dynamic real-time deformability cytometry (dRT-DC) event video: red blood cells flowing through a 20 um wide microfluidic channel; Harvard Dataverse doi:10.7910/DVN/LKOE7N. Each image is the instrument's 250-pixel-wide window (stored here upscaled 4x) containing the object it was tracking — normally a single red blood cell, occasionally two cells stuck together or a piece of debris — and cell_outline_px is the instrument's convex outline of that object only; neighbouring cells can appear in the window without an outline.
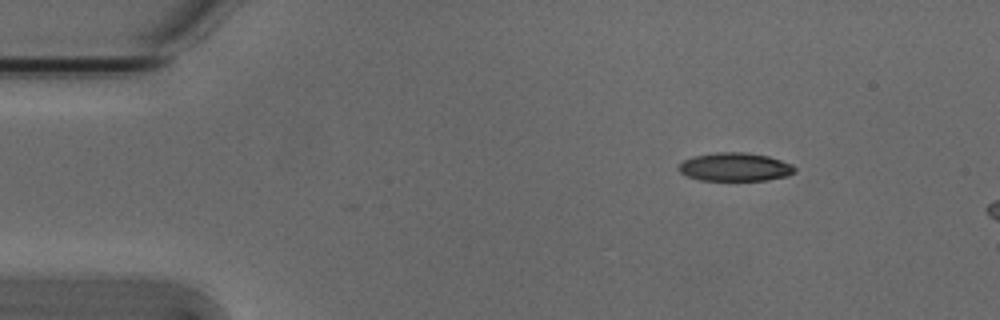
{"species": "Egyptian fruit bat (a non-hibernating species)", "species_latin": "Rousettus aegyptiacus", "temperature_condition": "cold", "stored_images_in_passage": 3, "camera_frame_rate_fps": 3000, "um_per_image_px": 0.085, "animal": {"sex": "male"}, "frame": {"image": 1, "passage_image": 1, "time_ms": 0.0, "image_size_px": [1000, 320], "cell_outline_px": [[796, 172], [788, 176], [768, 180], [700, 180], [688, 176], [680, 172], [676, 168], [684, 160], [692, 156], [716, 152], [748, 152], [768, 156], [792, 164], [796, 168]], "centroid_in_image_um": [62.49, 14.19], "position_along_channel_um": 22.5, "area_um2": 19.36}}